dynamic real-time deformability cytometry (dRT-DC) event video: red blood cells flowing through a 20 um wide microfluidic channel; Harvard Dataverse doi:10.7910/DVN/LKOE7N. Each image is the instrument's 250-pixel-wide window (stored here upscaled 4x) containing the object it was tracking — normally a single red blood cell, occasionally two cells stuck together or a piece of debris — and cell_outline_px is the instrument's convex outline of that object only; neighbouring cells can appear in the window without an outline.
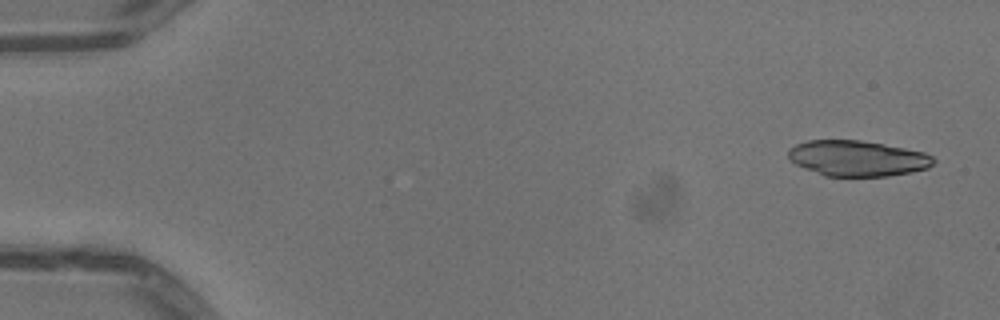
{"species": "common noctule bat (a hibernating species)", "species_latin": "Nyctalus noctula", "temperature_condition": "warm", "stored_images_in_passage": 17, "camera_frame_rate_fps": 3000, "um_per_image_px": 0.085, "animal": {"sex": "male", "body_mass_g": 13.3}, "frame": {"image": 1, "passage_image": 3, "time_ms": 0.667, "image_size_px": [1000, 320], "cell_outline_px": [[936, 160], [928, 168], [912, 172], [888, 176], [824, 176], [804, 168], [796, 164], [788, 156], [788, 148], [796, 144], [808, 140], [860, 140], [884, 144], [924, 152], [932, 156]], "centroid_in_image_um": [72.88, 13.46], "position_along_channel_um": 12.1, "area_um2": 30.17}}
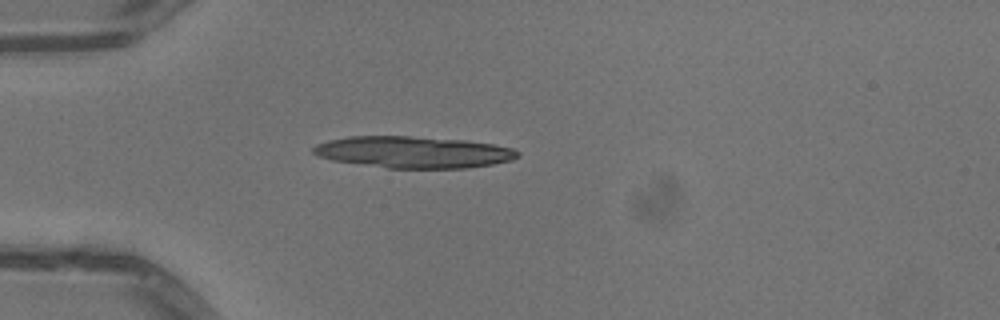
{"frame": {"image": 2, "passage_image": 15, "time_ms": 4.667, "image_size_px": [1000, 320], "cell_outline_px": [[520, 156], [512, 160], [492, 164], [468, 168], [388, 168], [332, 160], [320, 156], [312, 152], [312, 148], [316, 144], [328, 140], [348, 136], [408, 136], [468, 140], [492, 144], [512, 148], [520, 152]], "centroid_in_image_um": [35.15, 12.93], "position_along_channel_um": 49.8, "area_um2": 37.74}}